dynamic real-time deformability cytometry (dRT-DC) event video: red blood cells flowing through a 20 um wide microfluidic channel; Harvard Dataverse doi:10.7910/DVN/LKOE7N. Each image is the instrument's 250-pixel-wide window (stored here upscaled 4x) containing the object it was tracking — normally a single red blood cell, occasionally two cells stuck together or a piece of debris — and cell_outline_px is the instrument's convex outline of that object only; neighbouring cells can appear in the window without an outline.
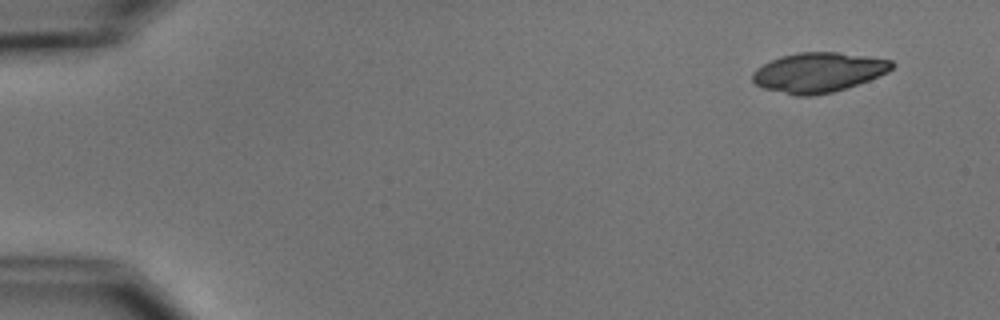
{"species": "common noctule bat (a hibernating species)", "species_latin": "Nyctalus noctula", "temperature_condition": "cold", "stored_images_in_passage": 5, "camera_frame_rate_fps": 3000, "um_per_image_px": 0.085, "animal": {"sex": "male", "body_mass_g": 15.6}, "frame": {"image": 1, "passage_image": 1, "time_ms": 0.0, "image_size_px": [1000, 320], "cell_outline_px": [[896, 64], [888, 72], [868, 80], [832, 92], [812, 96], [796, 96], [764, 88], [756, 84], [752, 80], [752, 72], [756, 68], [780, 56], [796, 52], [836, 52], [892, 60]], "centroid_in_image_um": [69.54, 6.15], "position_along_channel_um": 15.5, "area_um2": 32.08}}